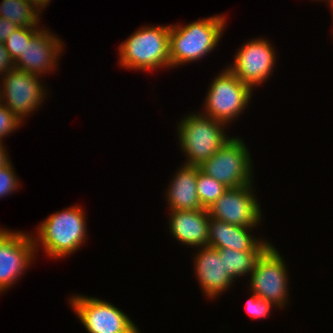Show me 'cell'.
<instances>
[{"label": "cell", "instance_id": "obj_13", "mask_svg": "<svg viewBox=\"0 0 333 333\" xmlns=\"http://www.w3.org/2000/svg\"><path fill=\"white\" fill-rule=\"evenodd\" d=\"M65 47L64 41L43 25L26 43L23 53L14 60L15 68L45 78V75L54 73L60 67L59 60Z\"/></svg>", "mask_w": 333, "mask_h": 333}, {"label": "cell", "instance_id": "obj_29", "mask_svg": "<svg viewBox=\"0 0 333 333\" xmlns=\"http://www.w3.org/2000/svg\"><path fill=\"white\" fill-rule=\"evenodd\" d=\"M325 4H328L330 10V13L332 14V24H333V0H324ZM328 2V3H327Z\"/></svg>", "mask_w": 333, "mask_h": 333}, {"label": "cell", "instance_id": "obj_10", "mask_svg": "<svg viewBox=\"0 0 333 333\" xmlns=\"http://www.w3.org/2000/svg\"><path fill=\"white\" fill-rule=\"evenodd\" d=\"M248 40L241 44L233 55L234 61L226 67L255 91L256 87H262V84L268 82L277 68L278 50L268 37Z\"/></svg>", "mask_w": 333, "mask_h": 333}, {"label": "cell", "instance_id": "obj_23", "mask_svg": "<svg viewBox=\"0 0 333 333\" xmlns=\"http://www.w3.org/2000/svg\"><path fill=\"white\" fill-rule=\"evenodd\" d=\"M249 296V299L247 298V301L245 302V309L253 320L269 318L271 316V312L274 309H278L272 303L263 298H259L255 293L250 292V290Z\"/></svg>", "mask_w": 333, "mask_h": 333}, {"label": "cell", "instance_id": "obj_3", "mask_svg": "<svg viewBox=\"0 0 333 333\" xmlns=\"http://www.w3.org/2000/svg\"><path fill=\"white\" fill-rule=\"evenodd\" d=\"M117 51V63L124 69L146 73L170 70V24L141 26Z\"/></svg>", "mask_w": 333, "mask_h": 333}, {"label": "cell", "instance_id": "obj_16", "mask_svg": "<svg viewBox=\"0 0 333 333\" xmlns=\"http://www.w3.org/2000/svg\"><path fill=\"white\" fill-rule=\"evenodd\" d=\"M255 229L258 230V228L232 225L210 217L208 246L237 251H266L273 243L265 236L256 237L254 235L256 233H253Z\"/></svg>", "mask_w": 333, "mask_h": 333}, {"label": "cell", "instance_id": "obj_18", "mask_svg": "<svg viewBox=\"0 0 333 333\" xmlns=\"http://www.w3.org/2000/svg\"><path fill=\"white\" fill-rule=\"evenodd\" d=\"M42 13L34 0H1L0 2V17L18 27H41Z\"/></svg>", "mask_w": 333, "mask_h": 333}, {"label": "cell", "instance_id": "obj_5", "mask_svg": "<svg viewBox=\"0 0 333 333\" xmlns=\"http://www.w3.org/2000/svg\"><path fill=\"white\" fill-rule=\"evenodd\" d=\"M199 112L230 127L251 104L254 90L242 83L226 66L207 87Z\"/></svg>", "mask_w": 333, "mask_h": 333}, {"label": "cell", "instance_id": "obj_30", "mask_svg": "<svg viewBox=\"0 0 333 333\" xmlns=\"http://www.w3.org/2000/svg\"><path fill=\"white\" fill-rule=\"evenodd\" d=\"M311 1H312V2H313V1L315 2V1H316V2H320V3H321V2H323L324 0H311Z\"/></svg>", "mask_w": 333, "mask_h": 333}, {"label": "cell", "instance_id": "obj_4", "mask_svg": "<svg viewBox=\"0 0 333 333\" xmlns=\"http://www.w3.org/2000/svg\"><path fill=\"white\" fill-rule=\"evenodd\" d=\"M176 124L177 143L185 156L183 164L200 166L218 151L231 137L228 126L199 111L188 112Z\"/></svg>", "mask_w": 333, "mask_h": 333}, {"label": "cell", "instance_id": "obj_22", "mask_svg": "<svg viewBox=\"0 0 333 333\" xmlns=\"http://www.w3.org/2000/svg\"><path fill=\"white\" fill-rule=\"evenodd\" d=\"M21 188V180L16 174L13 162L0 168V199L9 197Z\"/></svg>", "mask_w": 333, "mask_h": 333}, {"label": "cell", "instance_id": "obj_8", "mask_svg": "<svg viewBox=\"0 0 333 333\" xmlns=\"http://www.w3.org/2000/svg\"><path fill=\"white\" fill-rule=\"evenodd\" d=\"M272 244L258 259L249 277L250 292L272 303L278 310L290 305L289 267L282 253Z\"/></svg>", "mask_w": 333, "mask_h": 333}, {"label": "cell", "instance_id": "obj_11", "mask_svg": "<svg viewBox=\"0 0 333 333\" xmlns=\"http://www.w3.org/2000/svg\"><path fill=\"white\" fill-rule=\"evenodd\" d=\"M31 233L0 226V294L12 289L37 259ZM17 282V283H16ZM8 290V291H7ZM3 293V294H2Z\"/></svg>", "mask_w": 333, "mask_h": 333}, {"label": "cell", "instance_id": "obj_26", "mask_svg": "<svg viewBox=\"0 0 333 333\" xmlns=\"http://www.w3.org/2000/svg\"><path fill=\"white\" fill-rule=\"evenodd\" d=\"M18 26L11 23L9 20L0 17V43H4L8 36H10Z\"/></svg>", "mask_w": 333, "mask_h": 333}, {"label": "cell", "instance_id": "obj_24", "mask_svg": "<svg viewBox=\"0 0 333 333\" xmlns=\"http://www.w3.org/2000/svg\"><path fill=\"white\" fill-rule=\"evenodd\" d=\"M22 126V120L0 102V141H4L3 138H7Z\"/></svg>", "mask_w": 333, "mask_h": 333}, {"label": "cell", "instance_id": "obj_21", "mask_svg": "<svg viewBox=\"0 0 333 333\" xmlns=\"http://www.w3.org/2000/svg\"><path fill=\"white\" fill-rule=\"evenodd\" d=\"M42 27H18L4 41V46L10 54L13 61L24 51L26 43L41 29Z\"/></svg>", "mask_w": 333, "mask_h": 333}, {"label": "cell", "instance_id": "obj_12", "mask_svg": "<svg viewBox=\"0 0 333 333\" xmlns=\"http://www.w3.org/2000/svg\"><path fill=\"white\" fill-rule=\"evenodd\" d=\"M254 185L255 181L241 187L228 188L208 208L210 217L236 226L260 227L264 215Z\"/></svg>", "mask_w": 333, "mask_h": 333}, {"label": "cell", "instance_id": "obj_27", "mask_svg": "<svg viewBox=\"0 0 333 333\" xmlns=\"http://www.w3.org/2000/svg\"><path fill=\"white\" fill-rule=\"evenodd\" d=\"M7 148L4 141H0V168L7 166L11 162Z\"/></svg>", "mask_w": 333, "mask_h": 333}, {"label": "cell", "instance_id": "obj_20", "mask_svg": "<svg viewBox=\"0 0 333 333\" xmlns=\"http://www.w3.org/2000/svg\"><path fill=\"white\" fill-rule=\"evenodd\" d=\"M227 189L223 183L203 173L198 166L197 195L202 208H210Z\"/></svg>", "mask_w": 333, "mask_h": 333}, {"label": "cell", "instance_id": "obj_28", "mask_svg": "<svg viewBox=\"0 0 333 333\" xmlns=\"http://www.w3.org/2000/svg\"><path fill=\"white\" fill-rule=\"evenodd\" d=\"M53 0H34L35 4L42 10H46L47 6L50 5Z\"/></svg>", "mask_w": 333, "mask_h": 333}, {"label": "cell", "instance_id": "obj_17", "mask_svg": "<svg viewBox=\"0 0 333 333\" xmlns=\"http://www.w3.org/2000/svg\"><path fill=\"white\" fill-rule=\"evenodd\" d=\"M164 192L165 209L169 210H198L202 209L197 195L198 166L180 164L172 174Z\"/></svg>", "mask_w": 333, "mask_h": 333}, {"label": "cell", "instance_id": "obj_9", "mask_svg": "<svg viewBox=\"0 0 333 333\" xmlns=\"http://www.w3.org/2000/svg\"><path fill=\"white\" fill-rule=\"evenodd\" d=\"M43 79L13 68L0 78V102L25 123L28 116L32 117L35 111L42 108L41 105L46 99L48 101L47 96L51 94Z\"/></svg>", "mask_w": 333, "mask_h": 333}, {"label": "cell", "instance_id": "obj_7", "mask_svg": "<svg viewBox=\"0 0 333 333\" xmlns=\"http://www.w3.org/2000/svg\"><path fill=\"white\" fill-rule=\"evenodd\" d=\"M68 303L88 333H138L139 327L121 308L100 297L70 294Z\"/></svg>", "mask_w": 333, "mask_h": 333}, {"label": "cell", "instance_id": "obj_6", "mask_svg": "<svg viewBox=\"0 0 333 333\" xmlns=\"http://www.w3.org/2000/svg\"><path fill=\"white\" fill-rule=\"evenodd\" d=\"M247 145L240 136H232L199 166L200 170L227 188L251 184L255 181L254 163Z\"/></svg>", "mask_w": 333, "mask_h": 333}, {"label": "cell", "instance_id": "obj_2", "mask_svg": "<svg viewBox=\"0 0 333 333\" xmlns=\"http://www.w3.org/2000/svg\"><path fill=\"white\" fill-rule=\"evenodd\" d=\"M227 18L215 14L188 24H170V70L200 62L212 53L225 33Z\"/></svg>", "mask_w": 333, "mask_h": 333}, {"label": "cell", "instance_id": "obj_25", "mask_svg": "<svg viewBox=\"0 0 333 333\" xmlns=\"http://www.w3.org/2000/svg\"><path fill=\"white\" fill-rule=\"evenodd\" d=\"M15 68V64L3 43H0V78Z\"/></svg>", "mask_w": 333, "mask_h": 333}, {"label": "cell", "instance_id": "obj_15", "mask_svg": "<svg viewBox=\"0 0 333 333\" xmlns=\"http://www.w3.org/2000/svg\"><path fill=\"white\" fill-rule=\"evenodd\" d=\"M167 231L178 241L180 246L191 247L192 250L208 246L210 215L208 209L169 210Z\"/></svg>", "mask_w": 333, "mask_h": 333}, {"label": "cell", "instance_id": "obj_19", "mask_svg": "<svg viewBox=\"0 0 333 333\" xmlns=\"http://www.w3.org/2000/svg\"><path fill=\"white\" fill-rule=\"evenodd\" d=\"M220 257H224L225 272L235 281L243 279L255 269L258 259L265 251H237L233 249H218ZM238 278V279H237Z\"/></svg>", "mask_w": 333, "mask_h": 333}, {"label": "cell", "instance_id": "obj_14", "mask_svg": "<svg viewBox=\"0 0 333 333\" xmlns=\"http://www.w3.org/2000/svg\"><path fill=\"white\" fill-rule=\"evenodd\" d=\"M194 251L193 270L207 300L212 302L235 287L236 282L225 272L224 257H220L218 249L202 246Z\"/></svg>", "mask_w": 333, "mask_h": 333}, {"label": "cell", "instance_id": "obj_1", "mask_svg": "<svg viewBox=\"0 0 333 333\" xmlns=\"http://www.w3.org/2000/svg\"><path fill=\"white\" fill-rule=\"evenodd\" d=\"M86 210L79 204L51 213L36 228L33 237L36 256L43 251L50 259H65L87 242Z\"/></svg>", "mask_w": 333, "mask_h": 333}]
</instances>
